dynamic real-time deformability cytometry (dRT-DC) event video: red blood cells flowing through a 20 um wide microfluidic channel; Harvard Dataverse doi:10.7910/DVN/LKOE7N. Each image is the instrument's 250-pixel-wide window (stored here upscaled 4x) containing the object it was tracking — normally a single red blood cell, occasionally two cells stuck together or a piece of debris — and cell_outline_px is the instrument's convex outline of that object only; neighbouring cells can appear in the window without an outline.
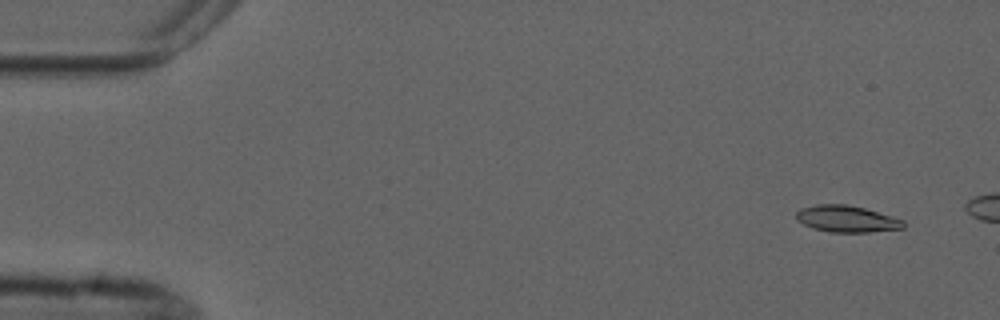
{"species": "common noctule bat (a hibernating species)", "species_latin": "Nyctalus noctula", "temperature_condition": "cold", "stored_images_in_passage": 5, "camera_frame_rate_fps": 3000, "um_per_image_px": 0.085, "animal": {"sex": "male", "forearm_length_mm": 52.5}, "frame": {"image": 1, "passage_image": 2, "time_ms": 1.0, "image_size_px": [1000, 320], "cell_outline_px": [[904, 228], [868, 232], [828, 232], [812, 228], [796, 220], [796, 212], [800, 208], [816, 204], [844, 204], [864, 208], [892, 216], [904, 220]], "centroid_in_image_um": [71.94, 18.6], "position_along_channel_um": 13.1, "area_um2": 16.65}}